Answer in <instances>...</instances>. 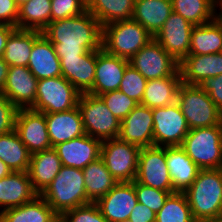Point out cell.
Returning <instances> with one entry per match:
<instances>
[{"mask_svg": "<svg viewBox=\"0 0 222 222\" xmlns=\"http://www.w3.org/2000/svg\"><path fill=\"white\" fill-rule=\"evenodd\" d=\"M42 34L53 44L59 58L81 57L102 48V26L88 10L50 22Z\"/></svg>", "mask_w": 222, "mask_h": 222, "instance_id": "cell-1", "label": "cell"}, {"mask_svg": "<svg viewBox=\"0 0 222 222\" xmlns=\"http://www.w3.org/2000/svg\"><path fill=\"white\" fill-rule=\"evenodd\" d=\"M184 194L197 222L222 214V168L200 169Z\"/></svg>", "mask_w": 222, "mask_h": 222, "instance_id": "cell-2", "label": "cell"}, {"mask_svg": "<svg viewBox=\"0 0 222 222\" xmlns=\"http://www.w3.org/2000/svg\"><path fill=\"white\" fill-rule=\"evenodd\" d=\"M40 196L59 216L92 203L86 195L83 170L64 165Z\"/></svg>", "mask_w": 222, "mask_h": 222, "instance_id": "cell-3", "label": "cell"}, {"mask_svg": "<svg viewBox=\"0 0 222 222\" xmlns=\"http://www.w3.org/2000/svg\"><path fill=\"white\" fill-rule=\"evenodd\" d=\"M153 36L132 19L102 27V48L109 54L130 60Z\"/></svg>", "mask_w": 222, "mask_h": 222, "instance_id": "cell-4", "label": "cell"}, {"mask_svg": "<svg viewBox=\"0 0 222 222\" xmlns=\"http://www.w3.org/2000/svg\"><path fill=\"white\" fill-rule=\"evenodd\" d=\"M180 146L200 169L222 168V123L190 129Z\"/></svg>", "mask_w": 222, "mask_h": 222, "instance_id": "cell-5", "label": "cell"}, {"mask_svg": "<svg viewBox=\"0 0 222 222\" xmlns=\"http://www.w3.org/2000/svg\"><path fill=\"white\" fill-rule=\"evenodd\" d=\"M189 129L203 128L222 123V112L200 85L181 83L177 100Z\"/></svg>", "mask_w": 222, "mask_h": 222, "instance_id": "cell-6", "label": "cell"}, {"mask_svg": "<svg viewBox=\"0 0 222 222\" xmlns=\"http://www.w3.org/2000/svg\"><path fill=\"white\" fill-rule=\"evenodd\" d=\"M85 134L101 141L118 138L121 121L99 96L83 93L78 99Z\"/></svg>", "mask_w": 222, "mask_h": 222, "instance_id": "cell-7", "label": "cell"}, {"mask_svg": "<svg viewBox=\"0 0 222 222\" xmlns=\"http://www.w3.org/2000/svg\"><path fill=\"white\" fill-rule=\"evenodd\" d=\"M81 93L63 76L38 80L34 105L41 113L69 111L78 105Z\"/></svg>", "mask_w": 222, "mask_h": 222, "instance_id": "cell-8", "label": "cell"}, {"mask_svg": "<svg viewBox=\"0 0 222 222\" xmlns=\"http://www.w3.org/2000/svg\"><path fill=\"white\" fill-rule=\"evenodd\" d=\"M141 148L119 138L102 141L100 157L118 182H133Z\"/></svg>", "mask_w": 222, "mask_h": 222, "instance_id": "cell-9", "label": "cell"}, {"mask_svg": "<svg viewBox=\"0 0 222 222\" xmlns=\"http://www.w3.org/2000/svg\"><path fill=\"white\" fill-rule=\"evenodd\" d=\"M154 146H180L189 132V126L177 102L152 108Z\"/></svg>", "mask_w": 222, "mask_h": 222, "instance_id": "cell-10", "label": "cell"}, {"mask_svg": "<svg viewBox=\"0 0 222 222\" xmlns=\"http://www.w3.org/2000/svg\"><path fill=\"white\" fill-rule=\"evenodd\" d=\"M146 80L181 77L179 63L153 38L130 60Z\"/></svg>", "mask_w": 222, "mask_h": 222, "instance_id": "cell-11", "label": "cell"}, {"mask_svg": "<svg viewBox=\"0 0 222 222\" xmlns=\"http://www.w3.org/2000/svg\"><path fill=\"white\" fill-rule=\"evenodd\" d=\"M135 180L148 187L162 191H173L166 163L165 147L141 148Z\"/></svg>", "mask_w": 222, "mask_h": 222, "instance_id": "cell-12", "label": "cell"}, {"mask_svg": "<svg viewBox=\"0 0 222 222\" xmlns=\"http://www.w3.org/2000/svg\"><path fill=\"white\" fill-rule=\"evenodd\" d=\"M193 25L172 12L153 37L178 63L189 55Z\"/></svg>", "mask_w": 222, "mask_h": 222, "instance_id": "cell-13", "label": "cell"}, {"mask_svg": "<svg viewBox=\"0 0 222 222\" xmlns=\"http://www.w3.org/2000/svg\"><path fill=\"white\" fill-rule=\"evenodd\" d=\"M15 130L31 154L52 148L44 113L18 109Z\"/></svg>", "mask_w": 222, "mask_h": 222, "instance_id": "cell-14", "label": "cell"}, {"mask_svg": "<svg viewBox=\"0 0 222 222\" xmlns=\"http://www.w3.org/2000/svg\"><path fill=\"white\" fill-rule=\"evenodd\" d=\"M137 202L133 181L118 182L95 204L108 222H124L129 219L131 211Z\"/></svg>", "mask_w": 222, "mask_h": 222, "instance_id": "cell-15", "label": "cell"}, {"mask_svg": "<svg viewBox=\"0 0 222 222\" xmlns=\"http://www.w3.org/2000/svg\"><path fill=\"white\" fill-rule=\"evenodd\" d=\"M118 138L140 148L154 146L152 108L139 103L121 121Z\"/></svg>", "mask_w": 222, "mask_h": 222, "instance_id": "cell-16", "label": "cell"}, {"mask_svg": "<svg viewBox=\"0 0 222 222\" xmlns=\"http://www.w3.org/2000/svg\"><path fill=\"white\" fill-rule=\"evenodd\" d=\"M38 79L24 66H9L2 93L18 109H30L36 99Z\"/></svg>", "mask_w": 222, "mask_h": 222, "instance_id": "cell-17", "label": "cell"}, {"mask_svg": "<svg viewBox=\"0 0 222 222\" xmlns=\"http://www.w3.org/2000/svg\"><path fill=\"white\" fill-rule=\"evenodd\" d=\"M128 64L129 60L111 55L103 48L97 50L94 85L88 93L99 96L109 91L119 90Z\"/></svg>", "mask_w": 222, "mask_h": 222, "instance_id": "cell-18", "label": "cell"}, {"mask_svg": "<svg viewBox=\"0 0 222 222\" xmlns=\"http://www.w3.org/2000/svg\"><path fill=\"white\" fill-rule=\"evenodd\" d=\"M102 141L87 134L54 147L64 166L84 169L101 155Z\"/></svg>", "mask_w": 222, "mask_h": 222, "instance_id": "cell-19", "label": "cell"}, {"mask_svg": "<svg viewBox=\"0 0 222 222\" xmlns=\"http://www.w3.org/2000/svg\"><path fill=\"white\" fill-rule=\"evenodd\" d=\"M182 82L201 85L207 79L222 74V53L187 55L179 63Z\"/></svg>", "mask_w": 222, "mask_h": 222, "instance_id": "cell-20", "label": "cell"}, {"mask_svg": "<svg viewBox=\"0 0 222 222\" xmlns=\"http://www.w3.org/2000/svg\"><path fill=\"white\" fill-rule=\"evenodd\" d=\"M62 76L81 94L88 93L94 85L97 50L81 57L59 58Z\"/></svg>", "mask_w": 222, "mask_h": 222, "instance_id": "cell-21", "label": "cell"}, {"mask_svg": "<svg viewBox=\"0 0 222 222\" xmlns=\"http://www.w3.org/2000/svg\"><path fill=\"white\" fill-rule=\"evenodd\" d=\"M44 114L52 148L85 134L78 106L69 111Z\"/></svg>", "mask_w": 222, "mask_h": 222, "instance_id": "cell-22", "label": "cell"}, {"mask_svg": "<svg viewBox=\"0 0 222 222\" xmlns=\"http://www.w3.org/2000/svg\"><path fill=\"white\" fill-rule=\"evenodd\" d=\"M38 194L32 188L28 172L12 171L0 179V210L18 207Z\"/></svg>", "mask_w": 222, "mask_h": 222, "instance_id": "cell-23", "label": "cell"}, {"mask_svg": "<svg viewBox=\"0 0 222 222\" xmlns=\"http://www.w3.org/2000/svg\"><path fill=\"white\" fill-rule=\"evenodd\" d=\"M165 157L173 192H185L196 179L200 168L181 146L165 147Z\"/></svg>", "mask_w": 222, "mask_h": 222, "instance_id": "cell-24", "label": "cell"}, {"mask_svg": "<svg viewBox=\"0 0 222 222\" xmlns=\"http://www.w3.org/2000/svg\"><path fill=\"white\" fill-rule=\"evenodd\" d=\"M27 68L38 80L62 76L60 59L43 34L34 41Z\"/></svg>", "mask_w": 222, "mask_h": 222, "instance_id": "cell-25", "label": "cell"}, {"mask_svg": "<svg viewBox=\"0 0 222 222\" xmlns=\"http://www.w3.org/2000/svg\"><path fill=\"white\" fill-rule=\"evenodd\" d=\"M62 167L61 159L54 148L31 154L28 174L34 191L41 195Z\"/></svg>", "mask_w": 222, "mask_h": 222, "instance_id": "cell-26", "label": "cell"}, {"mask_svg": "<svg viewBox=\"0 0 222 222\" xmlns=\"http://www.w3.org/2000/svg\"><path fill=\"white\" fill-rule=\"evenodd\" d=\"M172 12V0H135L131 19L154 37Z\"/></svg>", "mask_w": 222, "mask_h": 222, "instance_id": "cell-27", "label": "cell"}, {"mask_svg": "<svg viewBox=\"0 0 222 222\" xmlns=\"http://www.w3.org/2000/svg\"><path fill=\"white\" fill-rule=\"evenodd\" d=\"M222 47V18L194 26L191 33L189 55L220 53Z\"/></svg>", "mask_w": 222, "mask_h": 222, "instance_id": "cell-28", "label": "cell"}, {"mask_svg": "<svg viewBox=\"0 0 222 222\" xmlns=\"http://www.w3.org/2000/svg\"><path fill=\"white\" fill-rule=\"evenodd\" d=\"M58 218L40 195L21 206L0 211V222H55Z\"/></svg>", "mask_w": 222, "mask_h": 222, "instance_id": "cell-29", "label": "cell"}, {"mask_svg": "<svg viewBox=\"0 0 222 222\" xmlns=\"http://www.w3.org/2000/svg\"><path fill=\"white\" fill-rule=\"evenodd\" d=\"M42 34L38 30L16 28L9 36L3 53V60L9 66H28L34 41Z\"/></svg>", "mask_w": 222, "mask_h": 222, "instance_id": "cell-30", "label": "cell"}, {"mask_svg": "<svg viewBox=\"0 0 222 222\" xmlns=\"http://www.w3.org/2000/svg\"><path fill=\"white\" fill-rule=\"evenodd\" d=\"M82 170L86 195L92 203L105 196L118 183L101 157L90 162Z\"/></svg>", "mask_w": 222, "mask_h": 222, "instance_id": "cell-31", "label": "cell"}, {"mask_svg": "<svg viewBox=\"0 0 222 222\" xmlns=\"http://www.w3.org/2000/svg\"><path fill=\"white\" fill-rule=\"evenodd\" d=\"M181 83V77L147 80L141 104L149 108H156L175 103Z\"/></svg>", "mask_w": 222, "mask_h": 222, "instance_id": "cell-32", "label": "cell"}, {"mask_svg": "<svg viewBox=\"0 0 222 222\" xmlns=\"http://www.w3.org/2000/svg\"><path fill=\"white\" fill-rule=\"evenodd\" d=\"M0 159L12 171L28 172L31 153L15 129L0 135Z\"/></svg>", "mask_w": 222, "mask_h": 222, "instance_id": "cell-33", "label": "cell"}, {"mask_svg": "<svg viewBox=\"0 0 222 222\" xmlns=\"http://www.w3.org/2000/svg\"><path fill=\"white\" fill-rule=\"evenodd\" d=\"M135 0H87V10L103 27L107 24L130 20Z\"/></svg>", "mask_w": 222, "mask_h": 222, "instance_id": "cell-34", "label": "cell"}, {"mask_svg": "<svg viewBox=\"0 0 222 222\" xmlns=\"http://www.w3.org/2000/svg\"><path fill=\"white\" fill-rule=\"evenodd\" d=\"M217 0H172L173 12L193 26L212 21L217 15Z\"/></svg>", "mask_w": 222, "mask_h": 222, "instance_id": "cell-35", "label": "cell"}, {"mask_svg": "<svg viewBox=\"0 0 222 222\" xmlns=\"http://www.w3.org/2000/svg\"><path fill=\"white\" fill-rule=\"evenodd\" d=\"M51 22V0H29L19 7L18 29L43 31Z\"/></svg>", "mask_w": 222, "mask_h": 222, "instance_id": "cell-36", "label": "cell"}, {"mask_svg": "<svg viewBox=\"0 0 222 222\" xmlns=\"http://www.w3.org/2000/svg\"><path fill=\"white\" fill-rule=\"evenodd\" d=\"M155 222H197L184 192L171 193L163 207L156 213Z\"/></svg>", "mask_w": 222, "mask_h": 222, "instance_id": "cell-37", "label": "cell"}, {"mask_svg": "<svg viewBox=\"0 0 222 222\" xmlns=\"http://www.w3.org/2000/svg\"><path fill=\"white\" fill-rule=\"evenodd\" d=\"M112 114L122 121L139 103L120 90L99 95Z\"/></svg>", "mask_w": 222, "mask_h": 222, "instance_id": "cell-38", "label": "cell"}, {"mask_svg": "<svg viewBox=\"0 0 222 222\" xmlns=\"http://www.w3.org/2000/svg\"><path fill=\"white\" fill-rule=\"evenodd\" d=\"M147 80L132 65L128 64L123 79L120 82L119 90L129 98L141 103Z\"/></svg>", "mask_w": 222, "mask_h": 222, "instance_id": "cell-39", "label": "cell"}, {"mask_svg": "<svg viewBox=\"0 0 222 222\" xmlns=\"http://www.w3.org/2000/svg\"><path fill=\"white\" fill-rule=\"evenodd\" d=\"M134 187L138 203L145 204L155 213L163 207L168 196L173 193V191H162L142 185L136 180H134Z\"/></svg>", "mask_w": 222, "mask_h": 222, "instance_id": "cell-40", "label": "cell"}, {"mask_svg": "<svg viewBox=\"0 0 222 222\" xmlns=\"http://www.w3.org/2000/svg\"><path fill=\"white\" fill-rule=\"evenodd\" d=\"M87 10V0H51V22L81 15Z\"/></svg>", "mask_w": 222, "mask_h": 222, "instance_id": "cell-41", "label": "cell"}, {"mask_svg": "<svg viewBox=\"0 0 222 222\" xmlns=\"http://www.w3.org/2000/svg\"><path fill=\"white\" fill-rule=\"evenodd\" d=\"M63 222H108L95 203H89L62 213Z\"/></svg>", "mask_w": 222, "mask_h": 222, "instance_id": "cell-42", "label": "cell"}, {"mask_svg": "<svg viewBox=\"0 0 222 222\" xmlns=\"http://www.w3.org/2000/svg\"><path fill=\"white\" fill-rule=\"evenodd\" d=\"M18 108L0 92V135L15 129V118Z\"/></svg>", "mask_w": 222, "mask_h": 222, "instance_id": "cell-43", "label": "cell"}, {"mask_svg": "<svg viewBox=\"0 0 222 222\" xmlns=\"http://www.w3.org/2000/svg\"><path fill=\"white\" fill-rule=\"evenodd\" d=\"M19 6L15 0H0V24L17 28Z\"/></svg>", "mask_w": 222, "mask_h": 222, "instance_id": "cell-44", "label": "cell"}, {"mask_svg": "<svg viewBox=\"0 0 222 222\" xmlns=\"http://www.w3.org/2000/svg\"><path fill=\"white\" fill-rule=\"evenodd\" d=\"M200 86L208 93L213 103L222 112V74L207 79Z\"/></svg>", "mask_w": 222, "mask_h": 222, "instance_id": "cell-45", "label": "cell"}, {"mask_svg": "<svg viewBox=\"0 0 222 222\" xmlns=\"http://www.w3.org/2000/svg\"><path fill=\"white\" fill-rule=\"evenodd\" d=\"M128 220L130 222H155L156 213L145 204L137 202Z\"/></svg>", "mask_w": 222, "mask_h": 222, "instance_id": "cell-46", "label": "cell"}, {"mask_svg": "<svg viewBox=\"0 0 222 222\" xmlns=\"http://www.w3.org/2000/svg\"><path fill=\"white\" fill-rule=\"evenodd\" d=\"M15 27L6 24H0V57L3 56L6 42L10 34L15 30Z\"/></svg>", "mask_w": 222, "mask_h": 222, "instance_id": "cell-47", "label": "cell"}, {"mask_svg": "<svg viewBox=\"0 0 222 222\" xmlns=\"http://www.w3.org/2000/svg\"><path fill=\"white\" fill-rule=\"evenodd\" d=\"M9 65L0 57V92H2L6 83Z\"/></svg>", "mask_w": 222, "mask_h": 222, "instance_id": "cell-48", "label": "cell"}, {"mask_svg": "<svg viewBox=\"0 0 222 222\" xmlns=\"http://www.w3.org/2000/svg\"><path fill=\"white\" fill-rule=\"evenodd\" d=\"M12 170L0 159V179L9 175Z\"/></svg>", "mask_w": 222, "mask_h": 222, "instance_id": "cell-49", "label": "cell"}, {"mask_svg": "<svg viewBox=\"0 0 222 222\" xmlns=\"http://www.w3.org/2000/svg\"><path fill=\"white\" fill-rule=\"evenodd\" d=\"M206 222H222V214H220L216 218L210 219Z\"/></svg>", "mask_w": 222, "mask_h": 222, "instance_id": "cell-50", "label": "cell"}, {"mask_svg": "<svg viewBox=\"0 0 222 222\" xmlns=\"http://www.w3.org/2000/svg\"><path fill=\"white\" fill-rule=\"evenodd\" d=\"M29 0H15V3L20 7L23 3L27 2Z\"/></svg>", "mask_w": 222, "mask_h": 222, "instance_id": "cell-51", "label": "cell"}, {"mask_svg": "<svg viewBox=\"0 0 222 222\" xmlns=\"http://www.w3.org/2000/svg\"><path fill=\"white\" fill-rule=\"evenodd\" d=\"M219 8L220 12L218 13V15L222 18V1L219 3Z\"/></svg>", "mask_w": 222, "mask_h": 222, "instance_id": "cell-52", "label": "cell"}, {"mask_svg": "<svg viewBox=\"0 0 222 222\" xmlns=\"http://www.w3.org/2000/svg\"><path fill=\"white\" fill-rule=\"evenodd\" d=\"M55 222H63L60 218H58Z\"/></svg>", "mask_w": 222, "mask_h": 222, "instance_id": "cell-53", "label": "cell"}]
</instances>
